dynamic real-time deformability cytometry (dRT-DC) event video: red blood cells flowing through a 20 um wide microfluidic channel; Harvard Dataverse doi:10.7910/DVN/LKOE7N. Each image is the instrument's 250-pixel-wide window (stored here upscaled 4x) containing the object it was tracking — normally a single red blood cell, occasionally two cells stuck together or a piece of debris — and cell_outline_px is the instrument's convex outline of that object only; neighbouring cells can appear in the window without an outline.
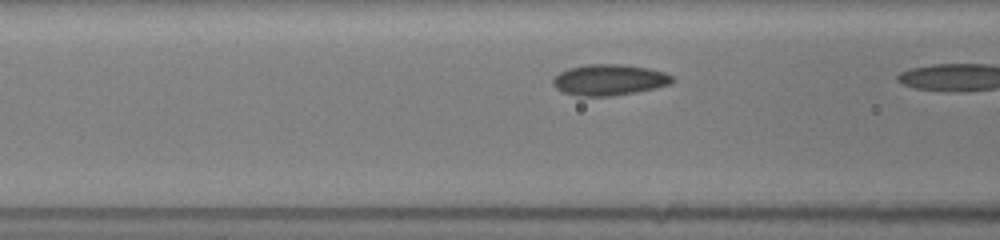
{"species": "common noctule bat (a hibernating species)", "species_latin": "Nyctalus noctula", "temperature_condition": "room temperature", "stored_images_in_passage": 7, "camera_frame_rate_fps": 3000, "um_per_image_px": 0.085, "animal": {"sex": "female", "body_mass_g": 19.5, "forearm_length_mm": 54.1}, "frame": {"image": 1, "passage_image": 6, "time_ms": 1.667, "image_size_px": [1000, 240], "cell_outline_px": [[676, 80], [672, 84], [636, 92], [612, 96], [576, 96], [560, 92], [552, 84], [552, 80], [560, 72], [568, 68], [588, 64], [620, 64], [648, 68], [664, 72], [672, 76]], "centroid_in_image_um": [51.77, 6.79], "position_along_channel_um": 114.8, "area_um2": 21.73}}